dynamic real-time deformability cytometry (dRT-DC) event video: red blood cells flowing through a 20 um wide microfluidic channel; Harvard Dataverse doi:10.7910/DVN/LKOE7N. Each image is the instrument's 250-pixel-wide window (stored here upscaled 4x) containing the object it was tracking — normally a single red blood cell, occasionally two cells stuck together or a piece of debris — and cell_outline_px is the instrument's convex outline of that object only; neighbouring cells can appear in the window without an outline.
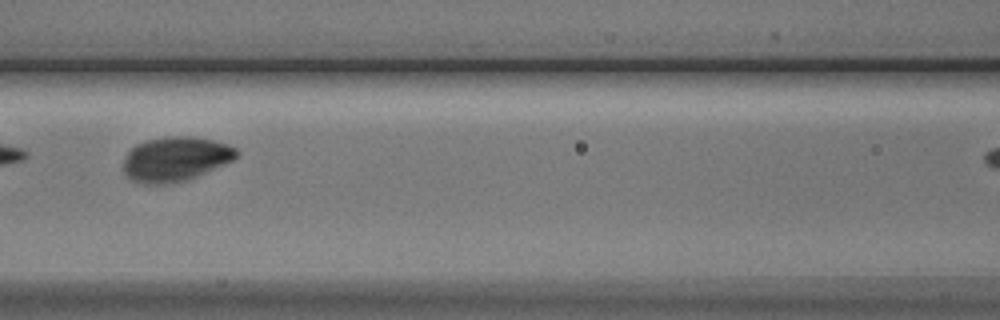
{"species": "Egyptian fruit bat (a non-hibernating species)", "species_latin": "Rousettus aegyptiacus", "temperature_condition": "cold", "stored_images_in_passage": 11, "camera_frame_rate_fps": 3000, "um_per_image_px": 0.085, "animal": {"sex": "male"}, "frame": {"image": 1, "passage_image": 7, "time_ms": 7.0, "image_size_px": [1000, 320], "cell_outline_px": [[240, 152], [232, 160], [188, 180], [172, 184], [140, 184], [128, 180], [124, 172], [124, 160], [128, 152], [136, 144], [148, 140], [172, 136], [192, 136], [212, 140], [228, 144], [236, 148]], "centroid_in_image_um": [14.89, 13.54], "position_along_channel_um": 151.7, "area_um2": 29.42}}
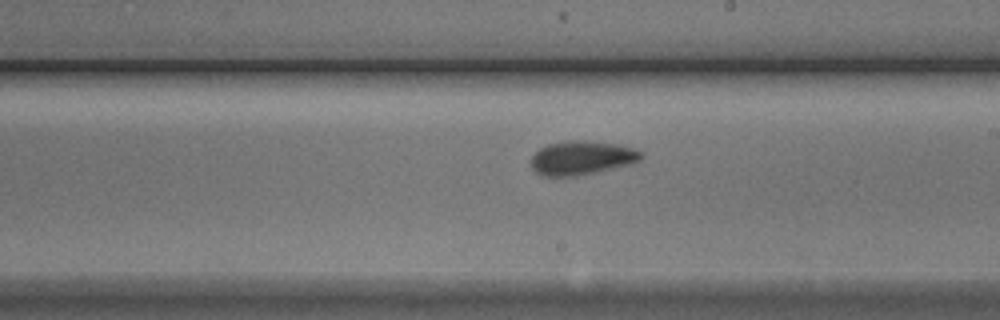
{"frame": {"image": 2, "passage_image": 10, "time_ms": 11.333, "image_size_px": [1000, 320], "cell_outline_px": [[644, 156], [640, 160], [632, 164], [576, 176], [548, 176], [536, 172], [532, 168], [532, 156], [540, 148], [548, 144], [568, 140], [584, 140], [616, 144], [632, 148], [640, 152]], "centroid_in_image_um": [49.46, 13.41], "position_along_channel_um": 239.5, "area_um2": 21.56}}
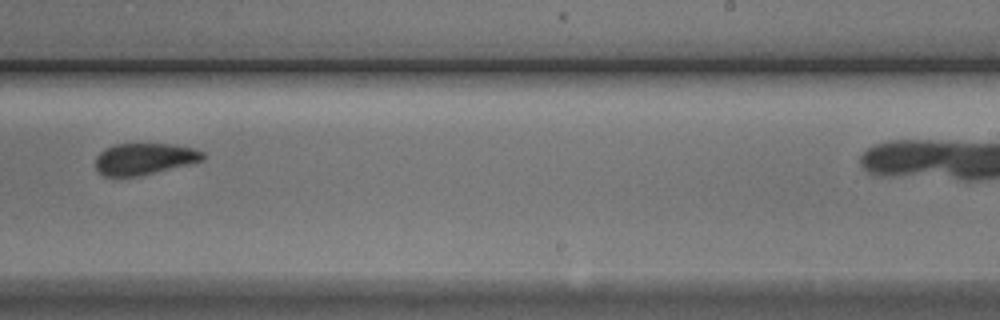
{"frame": {"image": 3, "passage_image": 11, "time_ms": 12.333, "image_size_px": [1000, 320], "cell_outline_px": [[204, 160], [140, 176], [104, 176], [96, 168], [96, 156], [104, 148], [116, 144], [172, 144], [192, 148], [204, 152]], "centroid_in_image_um": [12.26, 13.5], "position_along_channel_um": 276.7, "area_um2": 19.59}}